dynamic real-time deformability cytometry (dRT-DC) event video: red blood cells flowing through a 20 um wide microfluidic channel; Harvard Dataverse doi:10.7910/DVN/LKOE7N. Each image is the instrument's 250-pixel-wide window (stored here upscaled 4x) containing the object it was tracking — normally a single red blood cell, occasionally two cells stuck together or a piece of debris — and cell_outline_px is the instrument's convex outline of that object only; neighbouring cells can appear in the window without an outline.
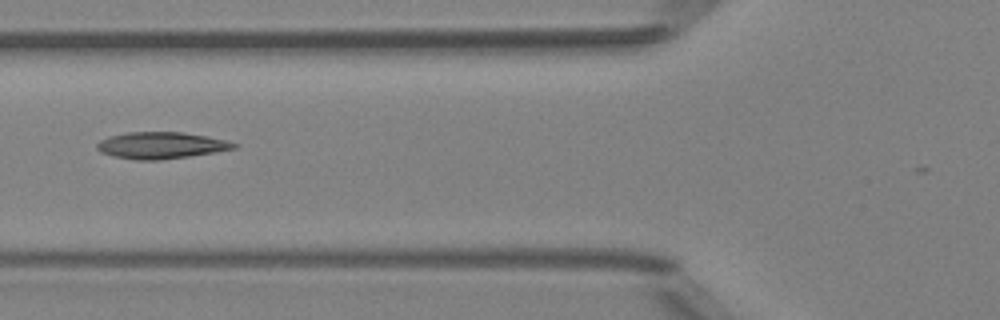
{"species": "Egyptian fruit bat (a non-hibernating species)", "species_latin": "Rousettus aegyptiacus", "temperature_condition": "room temperature", "stored_images_in_passage": 6, "camera_frame_rate_fps": 3000, "um_per_image_px": 0.085, "animal": {"sex": "female"}, "frame": {"image": 1, "passage_image": 5, "time_ms": 5.667, "image_size_px": [1000, 320], "cell_outline_px": [[240, 144], [236, 148], [188, 156], [160, 160], [136, 160], [112, 156], [100, 152], [96, 148], [96, 144], [100, 140], [108, 136], [128, 132], [184, 132], [208, 136], [228, 140]], "centroid_in_image_um": [13.68, 12.35], "position_along_channel_um": 112.1, "area_um2": 21.39}}
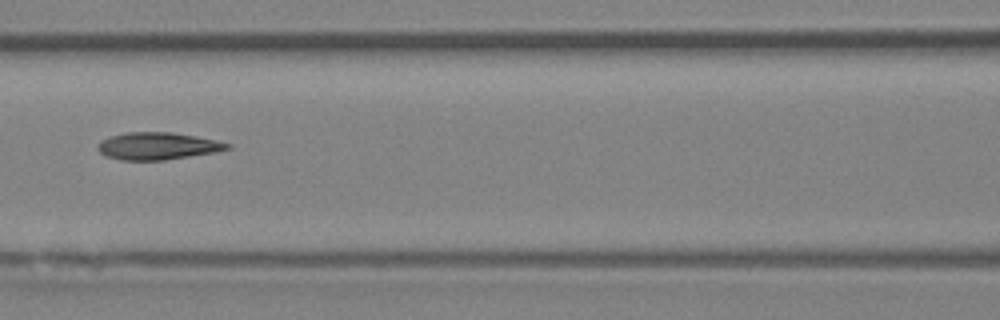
{"frame": {"image": 2, "passage_image": 6, "time_ms": 6.667, "image_size_px": [1000, 320], "cell_outline_px": [[232, 148], [216, 152], [164, 160], [120, 160], [104, 156], [96, 148], [100, 140], [124, 132], [172, 132], [196, 136], [216, 140], [232, 144]], "centroid_in_image_um": [13.39, 12.41], "position_along_channel_um": 153.2, "area_um2": 20.75}}